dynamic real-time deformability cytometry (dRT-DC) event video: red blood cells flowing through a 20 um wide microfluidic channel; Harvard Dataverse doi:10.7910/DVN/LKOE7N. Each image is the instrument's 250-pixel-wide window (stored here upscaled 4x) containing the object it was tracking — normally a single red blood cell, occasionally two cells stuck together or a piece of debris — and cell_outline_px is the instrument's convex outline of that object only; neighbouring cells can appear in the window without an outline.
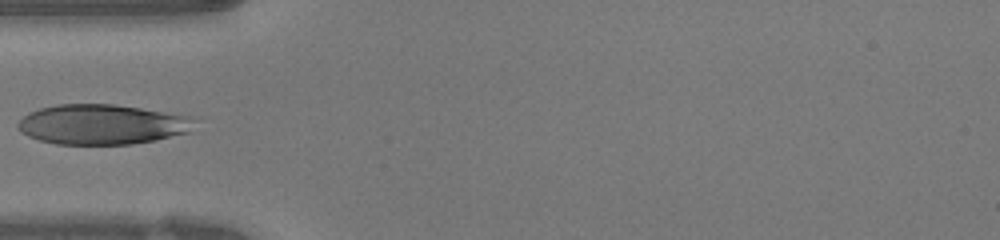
{"species": "human", "species_latin": "Homo sapiens", "temperature_condition": "warm", "stored_images_in_passage": 20, "camera_frame_rate_fps": 3000, "um_per_image_px": 0.085, "donor": {"sex": "female"}, "frame": {"image": 1, "passage_image": 1, "time_ms": 0.0, "image_size_px": [1000, 240], "cell_outline_px": [[196, 120], [188, 132], [156, 140], [132, 144], [56, 144], [40, 140], [28, 136], [20, 132], [16, 128], [16, 124], [28, 112], [40, 108], [56, 104], [112, 104], [140, 108], [188, 116]], "centroid_in_image_um": [8.61, 10.57], "position_along_channel_um": 76.4, "area_um2": 41.1}}